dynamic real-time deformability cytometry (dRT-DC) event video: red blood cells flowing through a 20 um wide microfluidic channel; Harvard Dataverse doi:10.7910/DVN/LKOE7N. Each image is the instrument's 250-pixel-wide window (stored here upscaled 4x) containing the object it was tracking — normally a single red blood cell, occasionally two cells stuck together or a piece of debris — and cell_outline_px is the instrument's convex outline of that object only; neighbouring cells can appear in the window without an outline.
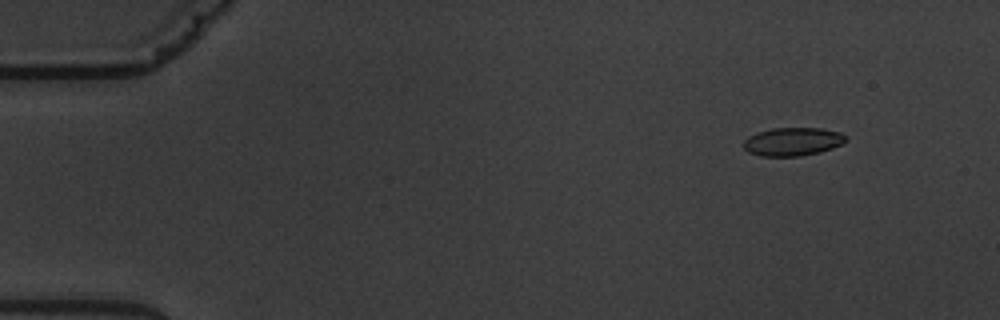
{"species": "common noctule bat (a hibernating species)", "species_latin": "Nyctalus noctula", "temperature_condition": "warm", "stored_images_in_passage": 6, "camera_frame_rate_fps": 3000, "um_per_image_px": 0.085, "animal": {"sex": "male", "body_mass_g": 19.5, "forearm_length_mm": 54.6}, "frame": {"image": 1, "passage_image": 1, "time_ms": 0.0, "image_size_px": [1000, 320], "cell_outline_px": [[848, 140], [832, 148], [820, 152], [800, 156], [760, 156], [748, 152], [744, 148], [744, 140], [748, 136], [756, 132], [772, 128], [820, 128], [840, 132], [848, 136]], "centroid_in_image_um": [67.38, 12.03], "position_along_channel_um": 17.6, "area_um2": 16.99}}
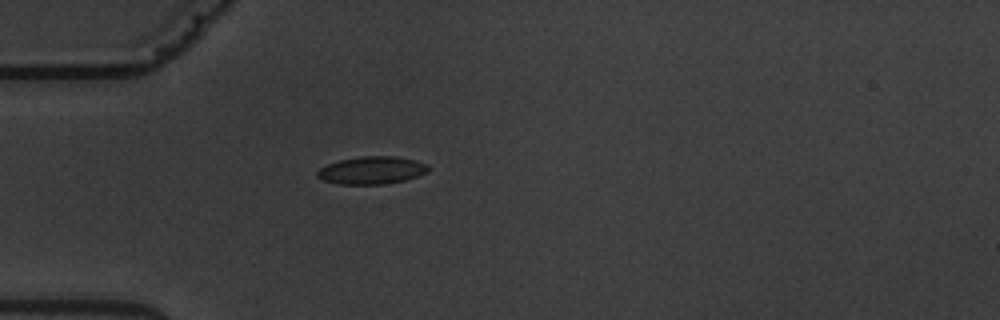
{"frame": {"image": 2, "passage_image": 4, "time_ms": 3.667, "image_size_px": [1000, 320], "cell_outline_px": [[432, 168], [428, 172], [404, 180], [384, 184], [340, 184], [324, 180], [316, 176], [316, 172], [320, 168], [328, 164], [340, 160], [360, 156], [396, 156], [416, 160], [428, 164]], "centroid_in_image_um": [31.64, 14.46], "position_along_channel_um": 53.4, "area_um2": 17.92}}
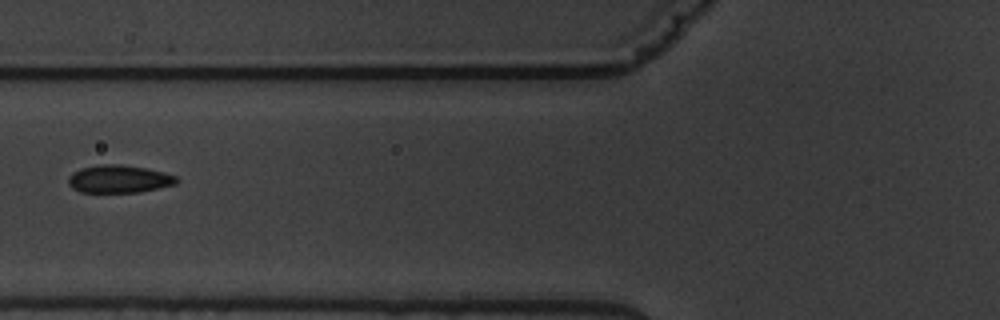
{"frame": {"image": 3, "passage_image": 6, "time_ms": 5.667, "image_size_px": [1000, 320], "cell_outline_px": [[176, 184], [140, 192], [80, 192], [72, 188], [68, 184], [68, 176], [72, 172], [80, 168], [100, 164], [120, 164], [144, 168], [164, 172], [176, 176]], "centroid_in_image_um": [10.06, 15.21], "position_along_channel_um": 115.7, "area_um2": 17.51}}